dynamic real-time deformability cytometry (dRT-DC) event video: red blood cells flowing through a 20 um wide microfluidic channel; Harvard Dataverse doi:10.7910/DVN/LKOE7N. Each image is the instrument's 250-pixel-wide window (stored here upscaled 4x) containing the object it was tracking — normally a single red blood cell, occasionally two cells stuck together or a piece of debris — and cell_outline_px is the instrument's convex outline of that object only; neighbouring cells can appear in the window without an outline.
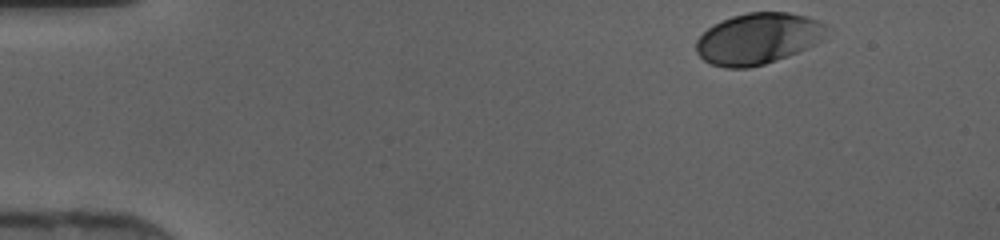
{"species": "human", "species_latin": "Homo sapiens", "temperature_condition": "cold", "stored_images_in_passage": 35, "camera_frame_rate_fps": 3000, "um_per_image_px": 0.085, "donor": {"sex": "female"}, "frame": {"image": 1, "passage_image": 1, "time_ms": 0.0, "image_size_px": [1000, 240], "cell_outline_px": [[832, 28], [824, 40], [816, 44], [776, 60], [764, 64], [748, 68], [724, 68], [712, 64], [704, 60], [696, 52], [696, 40], [708, 28], [732, 16], [748, 12], [788, 12], [804, 16], [828, 24]], "centroid_in_image_um": [64.49, 3.28], "position_along_channel_um": 20.5, "area_um2": 39.07}}
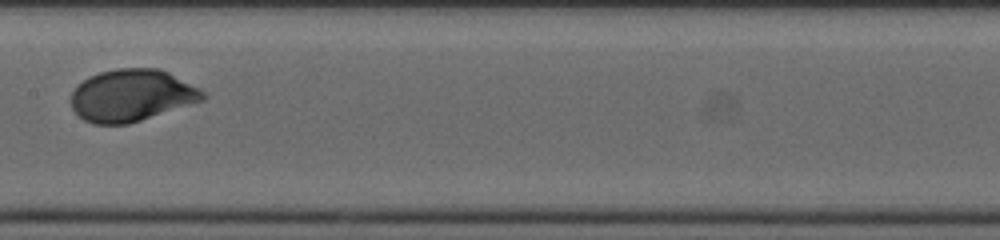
{"frame": {"image": 2, "passage_image": 20, "time_ms": 6.333, "image_size_px": [1000, 240], "cell_outline_px": [[208, 96], [204, 100], [128, 124], [92, 124], [84, 120], [72, 108], [72, 92], [76, 84], [88, 76], [100, 72], [116, 68], [160, 68], [200, 88]], "centroid_in_image_um": [11.19, 8.1], "position_along_channel_um": 196.2, "area_um2": 40.06}}
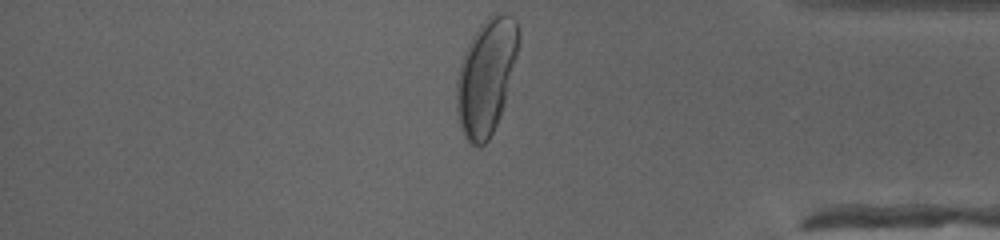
{"frame": {"image": 3, "passage_image": 35, "time_ms": 11.333, "image_size_px": [1000, 240], "cell_outline_px": [[520, 44], [504, 104], [500, 116], [488, 140], [480, 148], [468, 144], [460, 128], [456, 112], [456, 80], [460, 64], [468, 44], [472, 36], [480, 24], [488, 16], [496, 12], [508, 12], [516, 20], [520, 36]], "centroid_in_image_um": [41.33, 6.5], "position_along_channel_um": 393.9, "area_um2": 42.31}}